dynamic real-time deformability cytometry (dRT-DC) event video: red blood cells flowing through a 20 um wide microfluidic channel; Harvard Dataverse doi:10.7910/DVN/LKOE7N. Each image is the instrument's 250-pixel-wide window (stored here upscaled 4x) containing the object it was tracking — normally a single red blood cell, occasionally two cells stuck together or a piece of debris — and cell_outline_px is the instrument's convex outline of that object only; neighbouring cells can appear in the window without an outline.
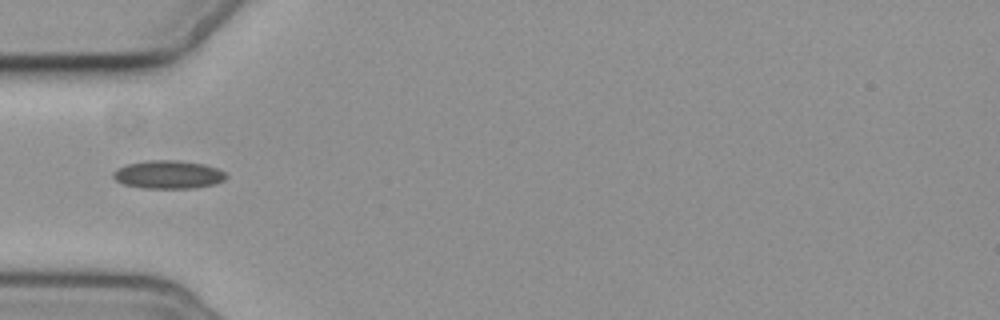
{"species": "common noctule bat (a hibernating species)", "species_latin": "Nyctalus noctula", "temperature_condition": "cold", "stored_images_in_passage": 9, "camera_frame_rate_fps": 3000, "um_per_image_px": 0.085, "animal": {"sex": "female", "body_mass_g": 19.3, "forearm_length_mm": 54.1}, "frame": {"image": 1, "passage_image": 1, "time_ms": 0.0, "image_size_px": [1000, 320], "cell_outline_px": [[228, 176], [224, 180], [216, 184], [196, 188], [144, 188], [124, 184], [116, 180], [112, 176], [112, 172], [116, 168], [128, 164], [148, 160], [180, 160], [204, 164], [216, 168], [224, 172]], "centroid_in_image_um": [14.31, 14.84], "position_along_channel_um": 70.7, "area_um2": 18.67}}
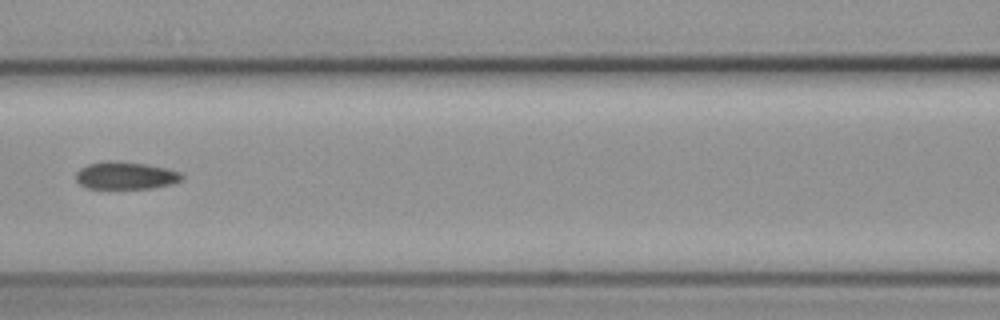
{"frame": {"image": 2, "passage_image": 3, "time_ms": 2.333, "image_size_px": [1000, 320], "cell_outline_px": [[184, 176], [180, 180], [172, 184], [152, 188], [88, 188], [80, 184], [76, 180], [76, 172], [80, 168], [88, 164], [104, 160], [112, 160], [148, 164], [168, 168], [180, 172]], "centroid_in_image_um": [10.68, 14.9], "position_along_channel_um": 155.9, "area_um2": 17.11}}
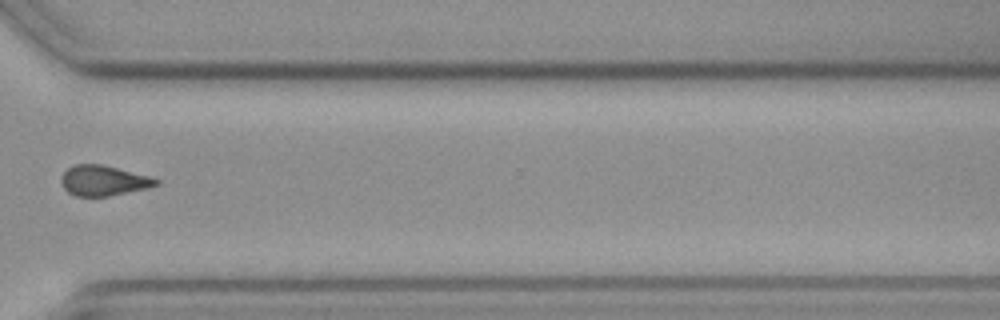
{"frame": {"image": 3, "passage_image": 8, "time_ms": 8.0, "image_size_px": [1000, 320], "cell_outline_px": [[160, 184], [148, 188], [108, 196], [76, 196], [68, 192], [64, 188], [60, 180], [64, 172], [68, 168], [76, 164], [100, 164], [148, 176], [160, 180]], "centroid_in_image_um": [8.79, 15.36], "position_along_channel_um": 361.8, "area_um2": 16.53}}